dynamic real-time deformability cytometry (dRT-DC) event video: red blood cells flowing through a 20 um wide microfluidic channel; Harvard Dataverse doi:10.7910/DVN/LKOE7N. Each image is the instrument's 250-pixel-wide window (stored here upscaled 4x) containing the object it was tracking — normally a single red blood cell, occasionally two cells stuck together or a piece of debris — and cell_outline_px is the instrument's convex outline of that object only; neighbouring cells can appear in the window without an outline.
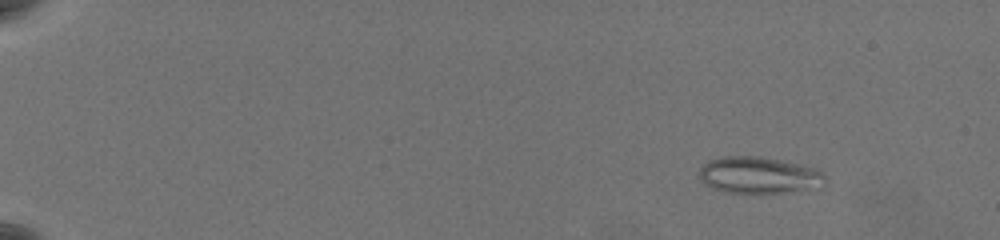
{"species": "common noctule bat (a hibernating species)", "species_latin": "Nyctalus noctula", "temperature_condition": "warm", "stored_images_in_passage": 63, "camera_frame_rate_fps": 3000, "um_per_image_px": 0.085, "animal": {"sex": "female", "body_mass_g": 19.5, "forearm_length_mm": 54.1}, "frame": {"image": 1, "passage_image": 9, "time_ms": 2.667, "image_size_px": [1000, 240], "cell_outline_px": [[824, 184], [820, 188], [784, 192], [724, 192], [712, 188], [704, 184], [700, 180], [696, 172], [708, 160], [724, 156], [760, 156], [800, 164], [816, 168], [824, 176]], "centroid_in_image_um": [64.46, 14.88], "position_along_channel_um": 20.5, "area_um2": 26.99}}
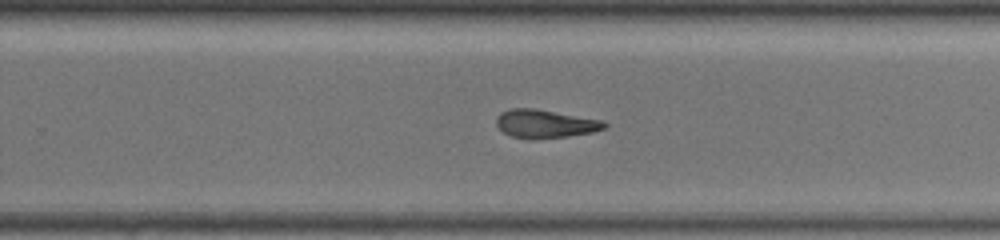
{"frame": {"image": 2, "passage_image": 44, "time_ms": 14.333, "image_size_px": [1000, 240], "cell_outline_px": [[608, 128], [592, 132], [568, 136], [536, 140], [528, 140], [512, 136], [504, 132], [496, 124], [496, 116], [500, 112], [508, 108], [536, 108], [600, 120], [608, 124]], "centroid_in_image_um": [46.31, 10.53], "position_along_channel_um": 283.5, "area_um2": 18.09}}
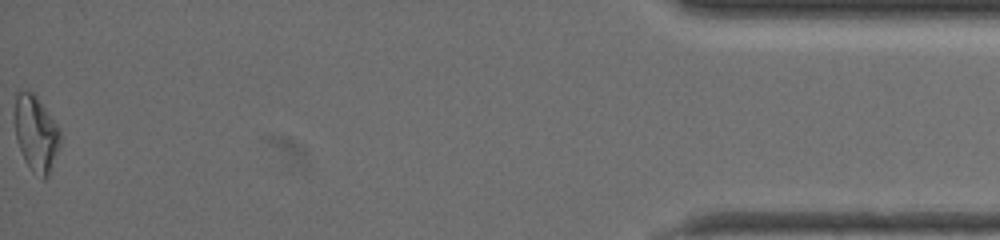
{"frame": {"image": 3, "passage_image": 63, "time_ms": 20.667, "image_size_px": [1000, 240], "cell_outline_px": [[60, 148], [48, 176], [44, 180], [32, 172], [24, 160], [16, 140], [12, 116], [16, 92], [36, 92], [56, 124], [60, 132]], "centroid_in_image_um": [3.03, 11.33], "position_along_channel_um": 432.2, "area_um2": 20.81}, "authors_computed_cell_mechanics": {"area_um2": 19.5942, "velocity_mm_per_s": 3.5953, "shape_relaxation_time_tau1_ms": 8.7796, "shape_relaxation_time_tau2_ms": 3.8317, "deformation_change_tau1": 0.1916, "deformation_change_tau2": 0.1337}}